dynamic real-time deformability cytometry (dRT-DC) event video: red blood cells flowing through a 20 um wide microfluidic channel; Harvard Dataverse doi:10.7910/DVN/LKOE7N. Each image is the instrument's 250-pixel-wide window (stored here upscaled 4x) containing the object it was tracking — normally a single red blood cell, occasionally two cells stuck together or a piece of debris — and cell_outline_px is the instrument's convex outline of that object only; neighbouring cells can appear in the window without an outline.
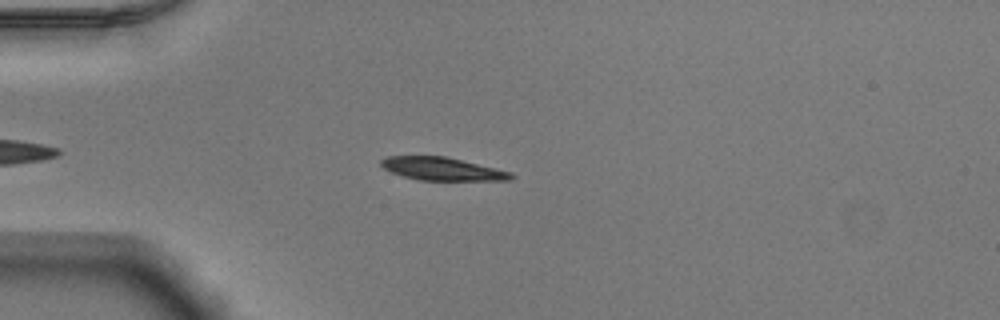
{"species": "Egyptian fruit bat (a non-hibernating species)", "species_latin": "Rousettus aegyptiacus", "temperature_condition": "warm", "stored_images_in_passage": 41, "camera_frame_rate_fps": 3000, "um_per_image_px": 0.085, "animal": {"sex": "male"}, "frame": {"image": 1, "passage_image": 6, "time_ms": 1.667, "image_size_px": [1000, 320], "cell_outline_px": [[516, 176], [512, 180], [420, 180], [404, 176], [392, 172], [384, 168], [380, 164], [380, 160], [388, 156], [444, 156], [496, 168], [512, 172]], "centroid_in_image_um": [37.62, 14.35], "position_along_channel_um": 47.4, "area_um2": 17.28}}
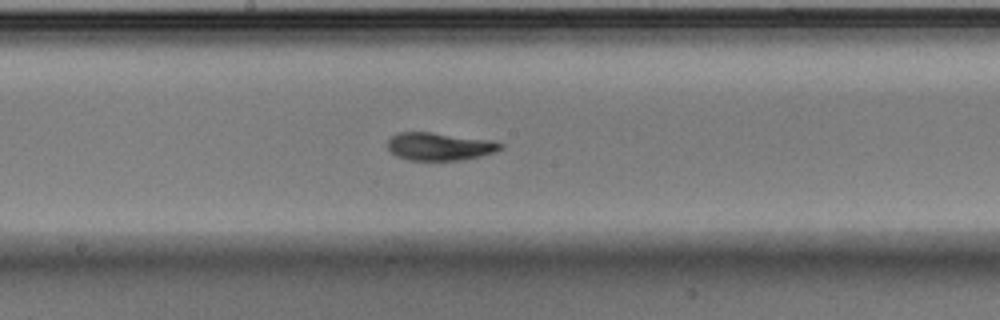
{"frame": {"image": 2, "passage_image": 20, "time_ms": 6.333, "image_size_px": [1000, 320], "cell_outline_px": [[504, 148], [496, 152], [480, 156], [460, 160], [408, 160], [396, 156], [388, 148], [388, 140], [392, 136], [400, 132], [432, 132], [492, 140], [504, 144]], "centroid_in_image_um": [37.4, 12.45], "position_along_channel_um": 210.8, "area_um2": 18.38}}
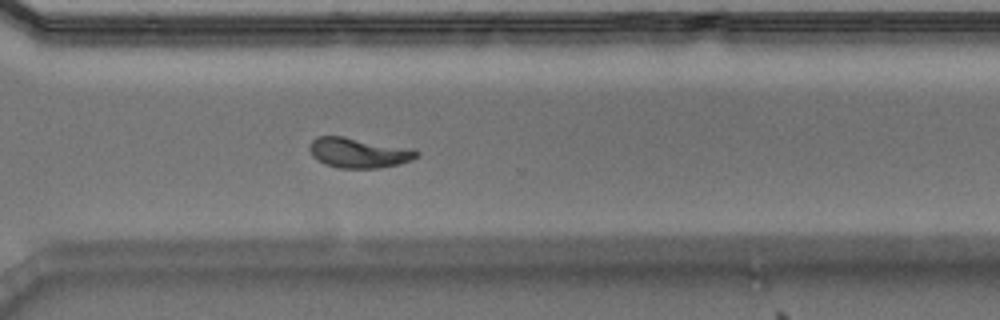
{"frame": {"image": 3, "passage_image": 30, "time_ms": 9.667, "image_size_px": [1000, 320], "cell_outline_px": [[420, 152], [412, 160], [380, 168], [340, 168], [324, 164], [312, 156], [308, 148], [312, 140], [316, 136], [344, 136], [412, 148]], "centroid_in_image_um": [30.46, 12.97], "position_along_channel_um": 340.1, "area_um2": 18.84}, "authors_computed_cell_mechanics": {"area_um2": 18.7272, "velocity_mm_per_s": 3.8883, "shape_relaxation_time_tau1_ms": 2.384, "shape_relaxation_time_tau2_ms": 1.7502, "deformation_change_tau1": 0.1467, "deformation_change_tau2": 0.0701}}